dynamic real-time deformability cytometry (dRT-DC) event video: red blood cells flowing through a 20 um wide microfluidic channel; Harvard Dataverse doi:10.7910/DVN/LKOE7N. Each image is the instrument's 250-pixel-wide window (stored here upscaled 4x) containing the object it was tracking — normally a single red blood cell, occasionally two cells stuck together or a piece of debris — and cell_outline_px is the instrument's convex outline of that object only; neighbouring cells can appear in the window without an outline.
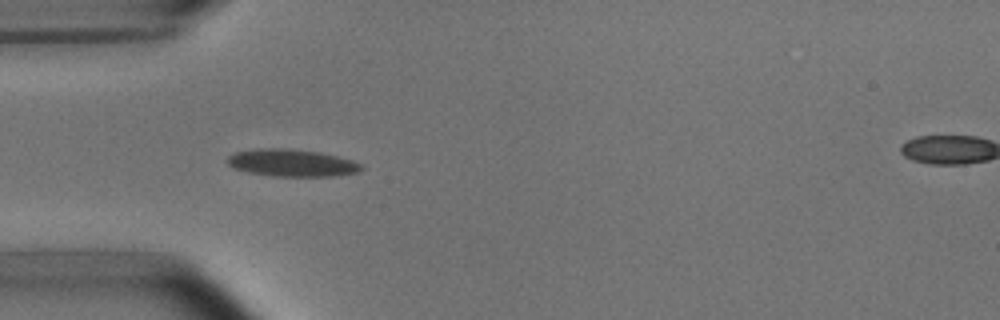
{"species": "common noctule bat (a hibernating species)", "species_latin": "Nyctalus noctula", "temperature_condition": "room temperature", "stored_images_in_passage": 5, "camera_frame_rate_fps": 3000, "um_per_image_px": 0.085, "animal": {"sex": "male", "body_mass_g": 15.6}, "frame": {"image": 1, "passage_image": 4, "time_ms": 3.667, "image_size_px": [1000, 320], "cell_outline_px": [[364, 168], [356, 172], [336, 176], [272, 176], [248, 172], [232, 168], [224, 160], [228, 156], [236, 152], [256, 148], [284, 148], [320, 152], [352, 160], [364, 164]], "centroid_in_image_um": [24.78, 13.84], "position_along_channel_um": 60.2, "area_um2": 21.44}}